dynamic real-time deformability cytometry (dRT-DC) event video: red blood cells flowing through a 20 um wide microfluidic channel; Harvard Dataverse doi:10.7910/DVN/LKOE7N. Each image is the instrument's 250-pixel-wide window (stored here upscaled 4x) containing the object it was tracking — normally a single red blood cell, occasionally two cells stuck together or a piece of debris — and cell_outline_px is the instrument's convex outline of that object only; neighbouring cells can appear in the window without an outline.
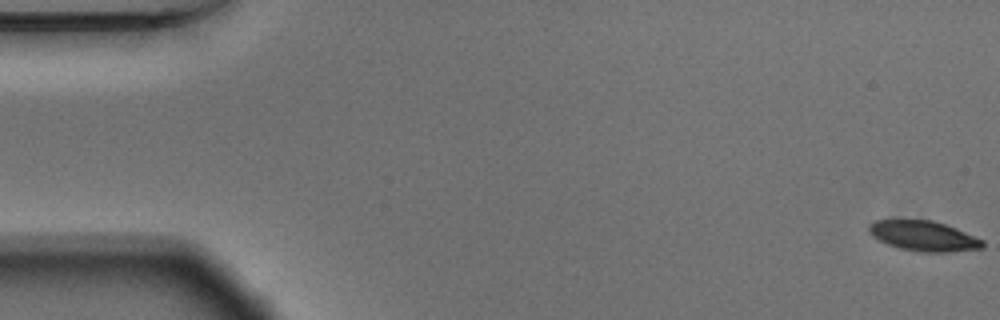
{"species": "Egyptian fruit bat (a non-hibernating species)", "species_latin": "Rousettus aegyptiacus", "temperature_condition": "warm", "stored_images_in_passage": 55, "camera_frame_rate_fps": 3000, "um_per_image_px": 0.085, "animal": {"sex": "male"}, "frame": {"image": 1, "passage_image": 1, "time_ms": 0.0, "image_size_px": [1000, 320], "cell_outline_px": [[984, 248], [948, 252], [920, 252], [900, 248], [888, 244], [872, 236], [868, 228], [868, 224], [876, 220], [932, 220], [956, 228], [984, 240]], "centroid_in_image_um": [78.53, 20.06], "position_along_channel_um": 6.5, "area_um2": 19.88}}
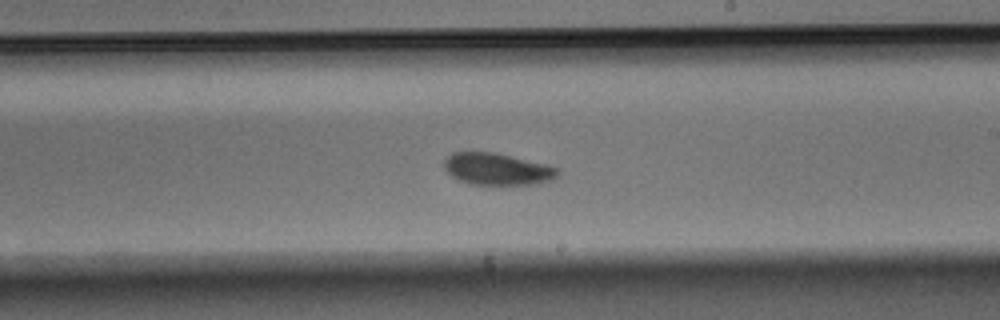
{"frame": {"image": 2, "passage_image": 32, "time_ms": 10.333, "image_size_px": [1000, 320], "cell_outline_px": [[560, 172], [552, 180], [536, 184], [472, 184], [460, 180], [452, 176], [444, 168], [444, 160], [452, 152], [492, 152], [548, 164], [560, 168]], "centroid_in_image_um": [42.3, 14.36], "position_along_channel_um": 246.7, "area_um2": 21.04}}
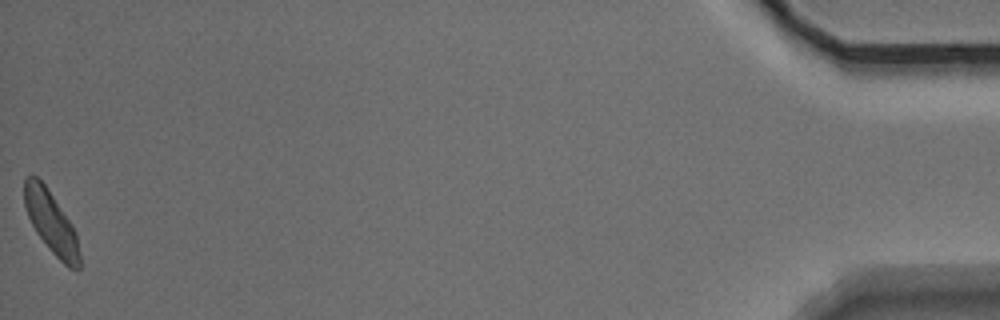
{"frame": {"image": 3, "passage_image": 55, "time_ms": 18.0, "image_size_px": [1000, 320], "cell_outline_px": [[80, 268], [76, 272], [68, 268], [52, 252], [36, 232], [28, 216], [24, 204], [24, 176], [32, 172], [44, 184], [72, 224], [76, 232], [80, 256]], "centroid_in_image_um": [4.35, 18.9], "position_along_channel_um": 430.9, "area_um2": 20.06}, "authors_computed_cell_mechanics": {"area_um2": 20.9814, "velocity_mm_per_s": 3.7034, "shape_relaxation_time_tau1_ms": 2.2407, "shape_relaxation_time_tau2_ms": null, "deformation_change_tau1": 0.1059, "deformation_change_tau2": null}}